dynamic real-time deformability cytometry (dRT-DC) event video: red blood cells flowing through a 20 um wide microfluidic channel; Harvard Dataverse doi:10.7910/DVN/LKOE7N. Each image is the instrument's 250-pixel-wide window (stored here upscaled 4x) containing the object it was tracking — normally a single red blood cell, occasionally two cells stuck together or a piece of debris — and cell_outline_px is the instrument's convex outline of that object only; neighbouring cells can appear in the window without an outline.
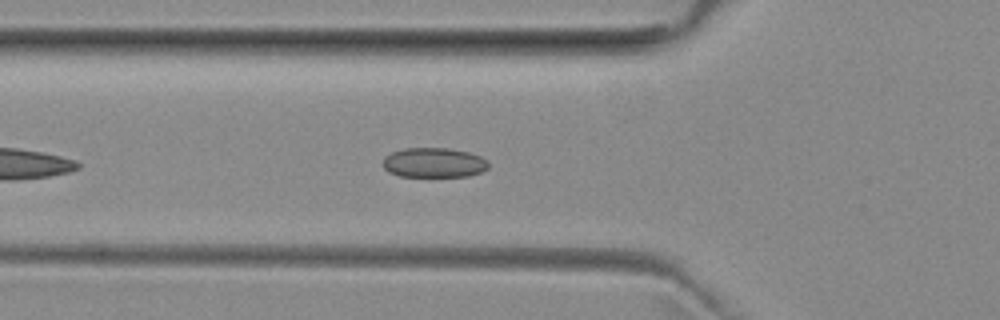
{"species": "common noctule bat (a hibernating species)", "species_latin": "Nyctalus noctula", "temperature_condition": "room temperature", "stored_images_in_passage": 39, "camera_frame_rate_fps": 3000, "um_per_image_px": 0.085, "animal": {"sex": "female", "body_mass_g": 29.2, "forearm_length_mm": 56.3}, "frame": {"image": 1, "passage_image": 7, "time_ms": 2.0, "image_size_px": [1000, 320], "cell_outline_px": [[488, 168], [480, 172], [468, 176], [400, 176], [388, 172], [380, 164], [384, 156], [392, 152], [404, 148], [452, 148], [468, 152], [480, 156], [488, 160]], "centroid_in_image_um": [36.84, 13.81], "position_along_channel_um": 89.0, "area_um2": 18.5}}
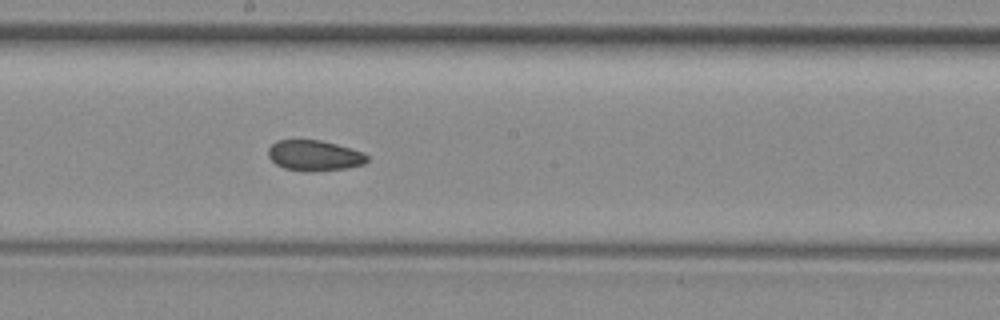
{"frame": {"image": 2, "passage_image": 17, "time_ms": 5.333, "image_size_px": [1000, 320], "cell_outline_px": [[368, 160], [364, 164], [348, 168], [308, 172], [284, 168], [276, 164], [268, 156], [268, 148], [276, 140], [320, 140], [352, 148], [364, 152], [368, 156]], "centroid_in_image_um": [26.74, 13.22], "position_along_channel_um": 221.5, "area_um2": 17.74}}
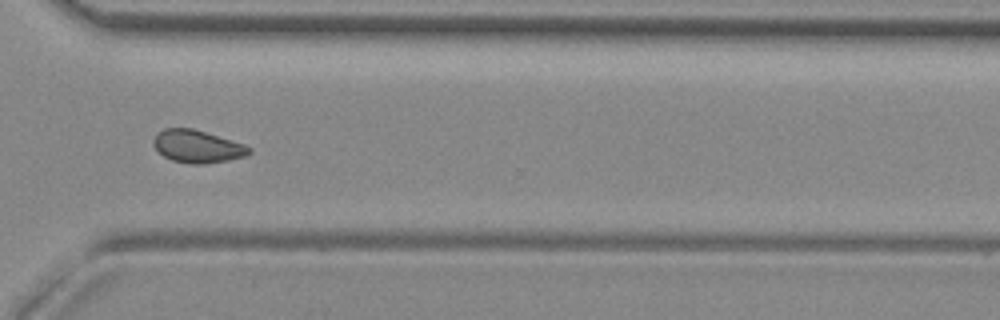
{"frame": {"image": 3, "passage_image": 27, "time_ms": 8.667, "image_size_px": [1000, 320], "cell_outline_px": [[252, 152], [248, 156], [228, 160], [204, 164], [192, 164], [172, 160], [164, 156], [152, 144], [152, 140], [156, 132], [164, 128], [192, 128], [244, 144], [252, 148]], "centroid_in_image_um": [16.77, 12.44], "position_along_channel_um": 353.8, "area_um2": 18.26}, "authors_computed_cell_mechanics": {"area_um2": 18.2648, "velocity_mm_per_s": 3.9683, "shape_relaxation_time_tau1_ms": null, "shape_relaxation_time_tau2_ms": 2.6687, "deformation_change_tau1": null, "deformation_change_tau2": 0.0691}}